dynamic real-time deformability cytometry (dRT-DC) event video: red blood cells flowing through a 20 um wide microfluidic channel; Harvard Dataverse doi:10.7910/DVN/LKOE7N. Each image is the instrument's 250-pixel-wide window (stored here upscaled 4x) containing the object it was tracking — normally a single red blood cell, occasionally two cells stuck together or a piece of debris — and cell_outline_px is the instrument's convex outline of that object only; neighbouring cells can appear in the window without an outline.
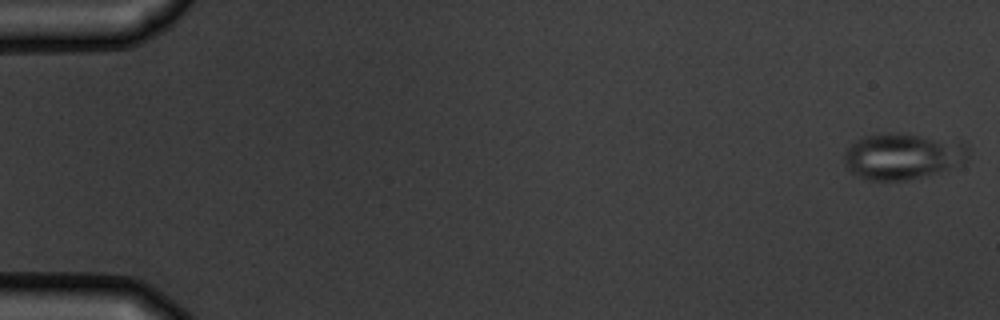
{"species": "common noctule bat (a hibernating species)", "species_latin": "Nyctalus noctula", "temperature_condition": "warm", "stored_images_in_passage": 6, "camera_frame_rate_fps": 3000, "um_per_image_px": 0.085, "animal": {"sex": "male", "body_mass_g": 19.5, "forearm_length_mm": 54.6}, "frame": {"image": 1, "passage_image": 1, "time_ms": 0.0, "image_size_px": [1000, 320], "cell_outline_px": [[968, 156], [964, 164], [936, 172], [920, 176], [900, 180], [868, 180], [852, 172], [844, 164], [844, 152], [852, 144], [864, 136], [888, 132], [900, 132], [964, 144], [968, 148]], "centroid_in_image_um": [76.68, 13.27], "position_along_channel_um": 8.3, "area_um2": 32.71}}